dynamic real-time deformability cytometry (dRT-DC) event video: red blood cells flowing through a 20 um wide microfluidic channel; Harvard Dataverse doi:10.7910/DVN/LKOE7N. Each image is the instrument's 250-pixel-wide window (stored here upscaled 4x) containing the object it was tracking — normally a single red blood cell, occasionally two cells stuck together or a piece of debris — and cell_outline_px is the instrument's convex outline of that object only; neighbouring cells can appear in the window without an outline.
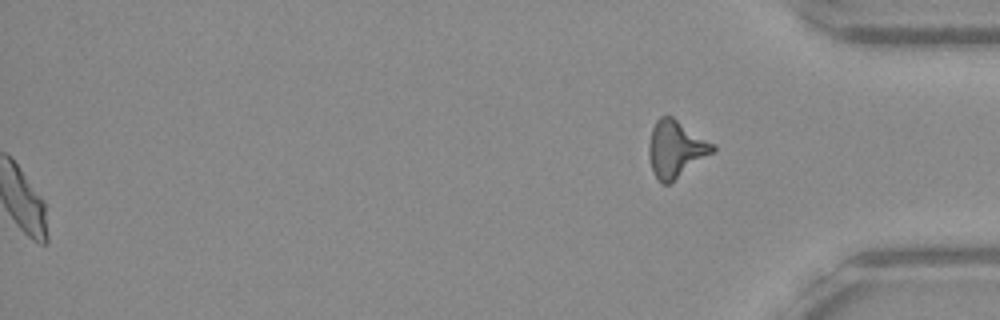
{"species": "Egyptian fruit bat (a non-hibernating species)", "species_latin": "Rousettus aegyptiacus", "temperature_condition": "warm", "stored_images_in_passage": 53, "segment_of_instrument_passage": [2, 2], "camera_frame_rate_fps": 3000, "um_per_image_px": 0.085, "frame": {"image": 1, "passage_image": 53, "time_ms": 17.333, "image_size_px": [1000, 320], "cell_outline_px": [[716, 148], [712, 152], [668, 184], [660, 184], [652, 172], [648, 152], [648, 144], [652, 128], [656, 120], [660, 116], [672, 116], [716, 144]], "centroid_in_image_um": [57.41, 12.64], "position_along_channel_um": 377.8, "area_um2": 21.04}}